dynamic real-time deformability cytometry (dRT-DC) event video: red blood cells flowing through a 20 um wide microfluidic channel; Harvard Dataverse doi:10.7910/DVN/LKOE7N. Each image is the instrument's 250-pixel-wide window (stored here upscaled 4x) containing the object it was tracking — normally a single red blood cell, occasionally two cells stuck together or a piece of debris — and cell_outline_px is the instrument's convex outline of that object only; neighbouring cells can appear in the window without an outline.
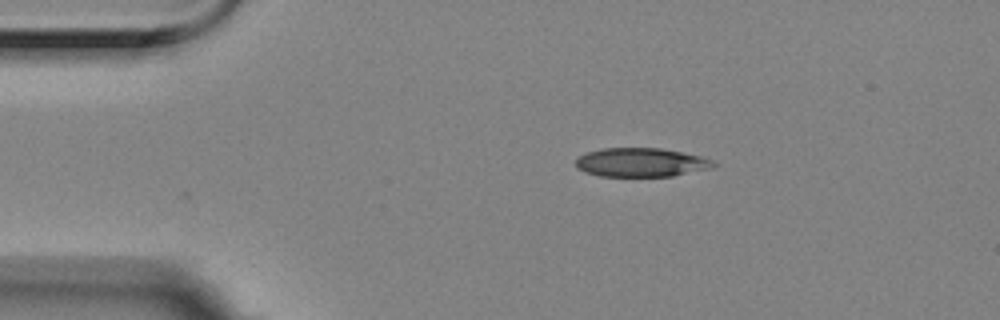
{"species": "Egyptian fruit bat (a non-hibernating species)", "species_latin": "Rousettus aegyptiacus", "temperature_condition": "room temperature", "stored_images_in_passage": 35, "camera_frame_rate_fps": 3000, "um_per_image_px": 0.085, "animal": {"sex": "female"}, "frame": {"image": 1, "passage_image": 1, "time_ms": 0.0, "image_size_px": [1000, 320], "cell_outline_px": [[720, 164], [712, 168], [672, 176], [600, 176], [584, 172], [576, 168], [576, 160], [580, 156], [588, 152], [604, 148], [660, 148], [700, 156], [712, 160]], "centroid_in_image_um": [54.51, 13.81], "position_along_channel_um": 30.5, "area_um2": 23.12}}
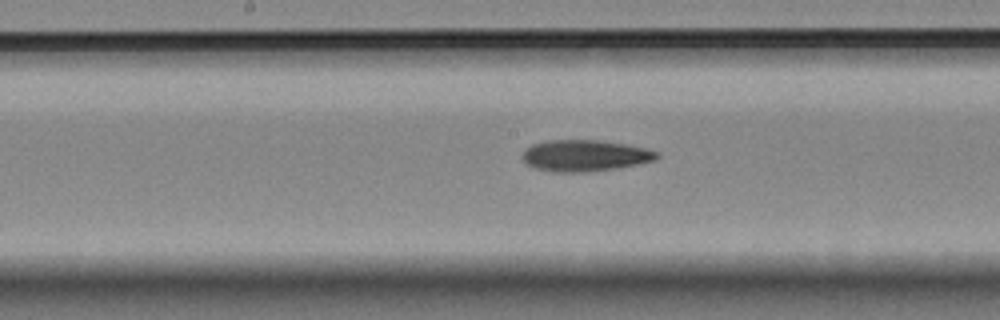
{"frame": {"image": 2, "passage_image": 19, "time_ms": 6.0, "image_size_px": [1000, 320], "cell_outline_px": [[660, 156], [656, 160], [616, 168], [584, 172], [552, 172], [532, 168], [524, 160], [524, 148], [532, 144], [548, 140], [600, 140], [624, 144], [644, 148], [660, 152]], "centroid_in_image_um": [49.71, 13.22], "position_along_channel_um": 198.5, "area_um2": 24.57}}
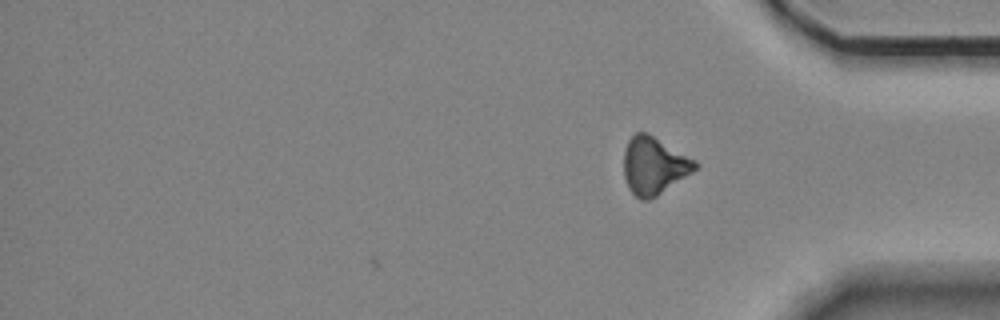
{"frame": {"image": 3, "passage_image": 35, "time_ms": 11.333, "image_size_px": [1000, 320], "cell_outline_px": [[700, 164], [692, 172], [656, 196], [648, 200], [640, 200], [628, 188], [624, 176], [624, 152], [628, 140], [636, 132], [644, 132], [652, 136], [696, 160]], "centroid_in_image_um": [55.57, 14.09], "position_along_channel_um": 379.6, "area_um2": 23.47}, "authors_computed_cell_mechanics": {"area_um2": 24.276, "velocity_mm_per_s": 3.5395, "shape_relaxation_time_tau1_ms": 7.2162, "shape_relaxation_time_tau2_ms": null, "deformation_change_tau1": 0.1671, "deformation_change_tau2": null}}